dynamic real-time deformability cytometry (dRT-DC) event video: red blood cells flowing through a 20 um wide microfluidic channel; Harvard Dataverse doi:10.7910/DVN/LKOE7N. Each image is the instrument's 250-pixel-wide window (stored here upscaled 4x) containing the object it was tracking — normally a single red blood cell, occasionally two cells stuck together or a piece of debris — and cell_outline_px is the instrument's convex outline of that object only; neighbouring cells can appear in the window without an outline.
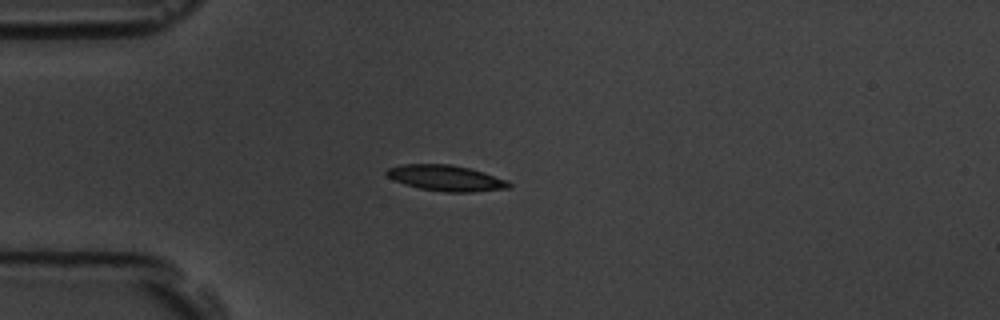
{"species": "common noctule bat (a hibernating species)", "species_latin": "Nyctalus noctula", "temperature_condition": "room temperature", "stored_images_in_passage": 12, "camera_frame_rate_fps": 3000, "um_per_image_px": 0.085, "animal": {"sex": "male", "body_mass_g": 19.5, "forearm_length_mm": 54.6}, "frame": {"image": 1, "passage_image": 1, "time_ms": 0.0, "image_size_px": [1000, 320], "cell_outline_px": [[512, 188], [472, 192], [444, 192], [420, 188], [404, 184], [392, 180], [384, 172], [388, 168], [400, 164], [448, 164], [468, 168], [484, 172], [508, 180], [512, 184]], "centroid_in_image_um": [37.92, 15.14], "position_along_channel_um": 47.1, "area_um2": 18.55}}
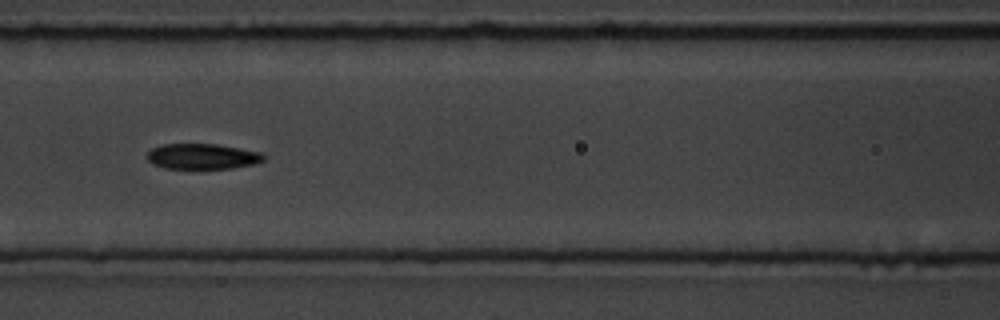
{"frame": {"image": 2, "passage_image": 4, "time_ms": 3.333, "image_size_px": [1000, 320], "cell_outline_px": [[264, 160], [256, 164], [232, 168], [164, 168], [152, 164], [148, 160], [148, 152], [152, 148], [164, 144], [216, 144], [240, 148], [260, 152], [264, 156]], "centroid_in_image_um": [17.21, 13.29], "position_along_channel_um": 149.4, "area_um2": 17.22}}
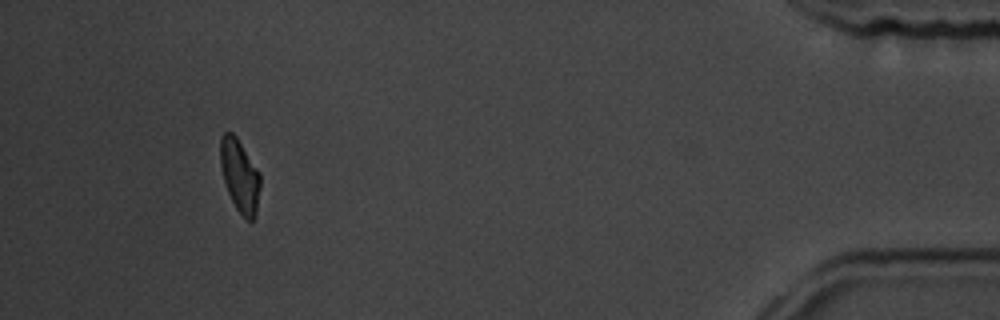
{"frame": {"image": 3, "passage_image": 11, "time_ms": 12.667, "image_size_px": [1000, 320], "cell_outline_px": [[260, 188], [256, 216], [252, 220], [248, 220], [236, 208], [228, 192], [224, 180], [220, 164], [220, 136], [224, 132], [232, 132], [236, 136], [260, 172]], "centroid_in_image_um": [20.38, 14.9], "position_along_channel_um": 414.8, "area_um2": 16.88}, "authors_computed_cell_mechanics": {"area_um2": 17.8602, "velocity_mm_per_s": 3.5637, "shape_relaxation_time_tau1_ms": 3.2873, "shape_relaxation_time_tau2_ms": 9.9102, "deformation_change_tau1": 0.1351, "deformation_change_tau2": 0.1475}}